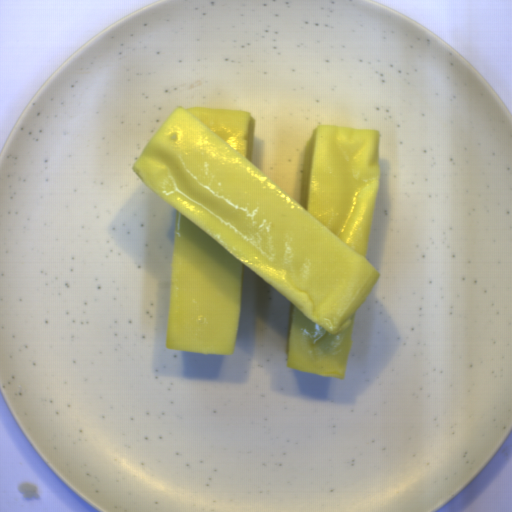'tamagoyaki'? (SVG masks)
Returning a JSON list of instances; mask_svg holds the SVG:
<instances>
[{"mask_svg": "<svg viewBox=\"0 0 512 512\" xmlns=\"http://www.w3.org/2000/svg\"><path fill=\"white\" fill-rule=\"evenodd\" d=\"M255 125L180 105L132 165L176 210L166 347L234 355L245 265L291 303L286 367L345 379L355 315L381 276L367 259L379 130L316 127L298 203L252 162Z\"/></svg>", "mask_w": 512, "mask_h": 512, "instance_id": "81b7327e", "label": "tamagoyaki"}]
</instances>
